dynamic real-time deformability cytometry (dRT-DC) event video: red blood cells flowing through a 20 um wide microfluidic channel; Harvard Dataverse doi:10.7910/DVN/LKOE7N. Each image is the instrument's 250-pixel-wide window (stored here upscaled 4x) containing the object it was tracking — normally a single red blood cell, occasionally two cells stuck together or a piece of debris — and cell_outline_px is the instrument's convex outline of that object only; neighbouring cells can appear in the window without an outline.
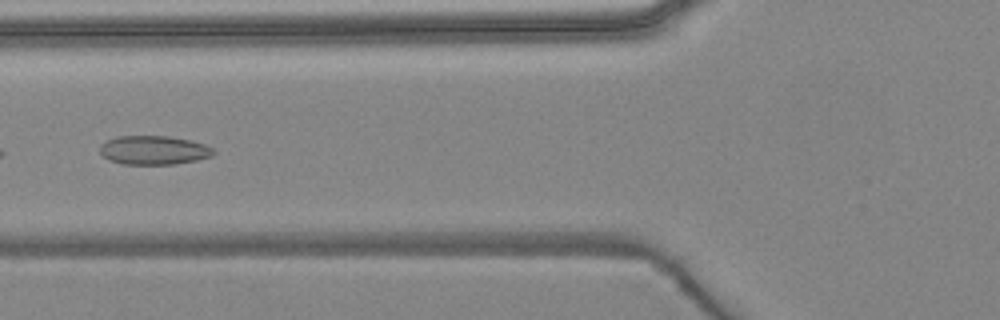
{"species": "common noctule bat (a hibernating species)", "species_latin": "Nyctalus noctula", "temperature_condition": "warm", "stored_images_in_passage": 6, "camera_frame_rate_fps": 3000, "um_per_image_px": 0.085, "animal": {"sex": "female", "body_mass_g": 24.6, "forearm_length_mm": 56.2}, "frame": {"image": 1, "passage_image": 6, "time_ms": 6.0, "image_size_px": [1000, 320], "cell_outline_px": [[216, 152], [212, 156], [196, 160], [176, 164], [124, 164], [108, 160], [100, 152], [100, 144], [116, 136], [168, 136], [188, 140], [204, 144], [212, 148]], "centroid_in_image_um": [13.06, 12.76], "position_along_channel_um": 112.7, "area_um2": 19.07}}